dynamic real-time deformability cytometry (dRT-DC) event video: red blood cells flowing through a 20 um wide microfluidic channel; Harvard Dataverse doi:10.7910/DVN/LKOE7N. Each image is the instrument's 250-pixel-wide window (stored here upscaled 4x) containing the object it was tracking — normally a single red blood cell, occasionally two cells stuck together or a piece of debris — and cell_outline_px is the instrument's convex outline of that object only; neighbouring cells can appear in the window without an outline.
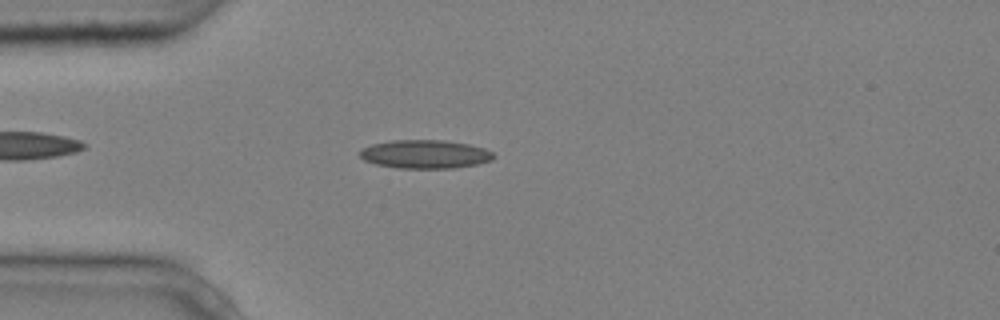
{"species": "common noctule bat (a hibernating species)", "species_latin": "Nyctalus noctula", "temperature_condition": "cold", "stored_images_in_passage": 4, "camera_frame_rate_fps": 3000, "um_per_image_px": 0.085, "animal": {"sex": "male", "body_mass_g": 20.4}, "frame": {"image": 1, "passage_image": 4, "time_ms": 1.0, "image_size_px": [1000, 320], "cell_outline_px": [[496, 156], [492, 160], [476, 164], [456, 168], [396, 168], [376, 164], [364, 160], [360, 156], [360, 148], [372, 144], [392, 140], [444, 140], [468, 144], [484, 148], [492, 152]], "centroid_in_image_um": [36.12, 13.1], "position_along_channel_um": 48.9, "area_um2": 22.31}}